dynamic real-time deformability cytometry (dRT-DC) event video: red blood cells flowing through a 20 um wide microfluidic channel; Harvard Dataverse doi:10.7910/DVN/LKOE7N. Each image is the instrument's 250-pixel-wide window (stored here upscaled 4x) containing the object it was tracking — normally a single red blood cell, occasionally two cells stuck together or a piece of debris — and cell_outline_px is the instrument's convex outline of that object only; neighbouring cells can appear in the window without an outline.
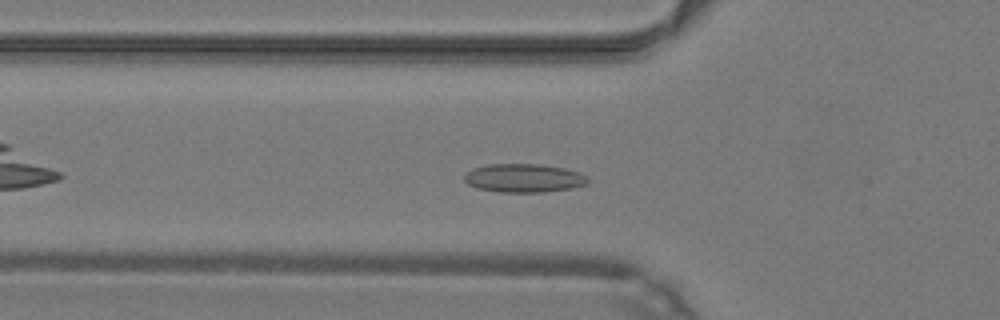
{"species": "common noctule bat (a hibernating species)", "species_latin": "Nyctalus noctula", "temperature_condition": "warm", "stored_images_in_passage": 20, "camera_frame_rate_fps": 3000, "um_per_image_px": 0.085, "animal": {"sex": "male", "body_mass_g": 19.2, "forearm_length_mm": 51.8}, "frame": {"image": 1, "passage_image": 8, "time_ms": 2.333, "image_size_px": [1000, 320], "cell_outline_px": [[592, 180], [588, 184], [572, 188], [544, 192], [500, 192], [476, 188], [468, 184], [464, 180], [464, 176], [472, 168], [488, 164], [540, 164], [564, 168], [580, 172], [588, 176]], "centroid_in_image_um": [44.58, 15.14], "position_along_channel_um": 81.2, "area_um2": 20.81}}
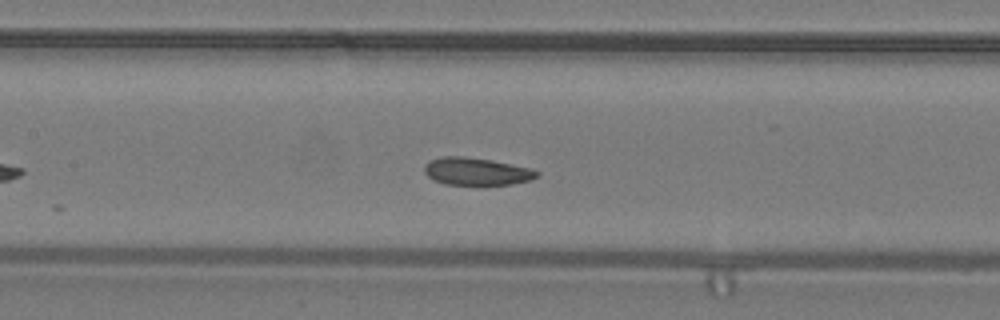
{"frame": {"image": 2, "passage_image": 14, "time_ms": 4.333, "image_size_px": [1000, 320], "cell_outline_px": [[540, 176], [532, 180], [512, 184], [444, 184], [432, 180], [424, 172], [424, 164], [428, 160], [444, 156], [464, 156], [492, 160], [532, 168], [540, 172]], "centroid_in_image_um": [40.51, 14.56], "position_along_channel_um": 166.9, "area_um2": 18.26}}
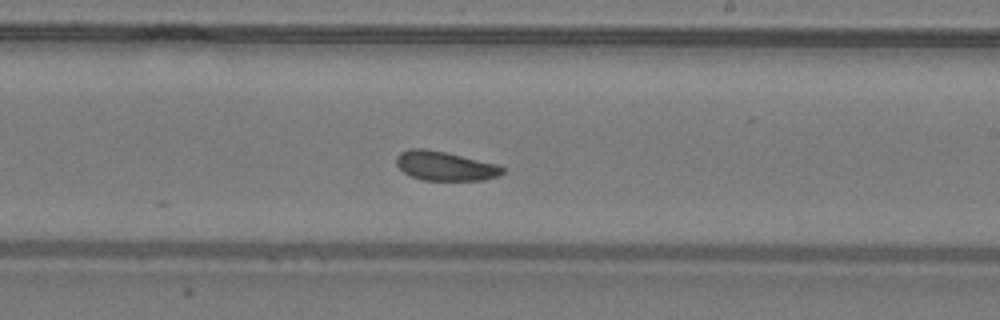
{"frame": {"image": 3, "passage_image": 20, "time_ms": 6.333, "image_size_px": [1000, 320], "cell_outline_px": [[504, 172], [496, 176], [484, 180], [424, 180], [412, 176], [404, 172], [396, 164], [396, 156], [400, 152], [408, 148], [424, 148], [444, 152], [500, 164], [504, 168]], "centroid_in_image_um": [37.83, 14.1], "position_along_channel_um": 251.2, "area_um2": 18.09}}